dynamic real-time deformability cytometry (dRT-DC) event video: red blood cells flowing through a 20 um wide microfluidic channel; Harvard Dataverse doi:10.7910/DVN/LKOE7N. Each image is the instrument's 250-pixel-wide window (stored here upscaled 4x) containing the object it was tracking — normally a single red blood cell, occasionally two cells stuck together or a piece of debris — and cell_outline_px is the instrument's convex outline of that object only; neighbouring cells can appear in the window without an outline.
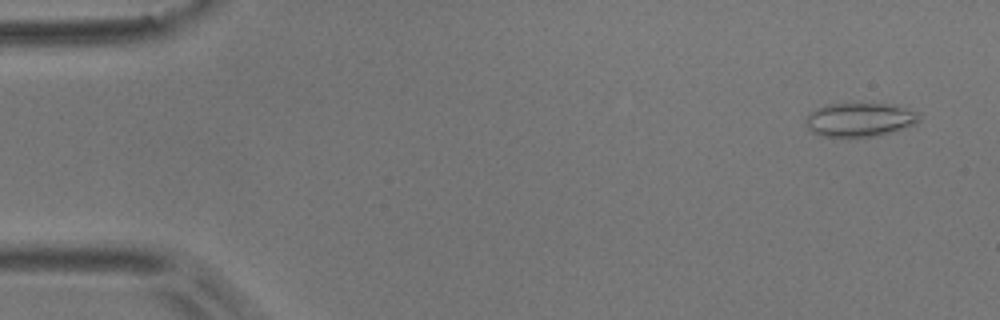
{"species": "common noctule bat (a hibernating species)", "species_latin": "Nyctalus noctula", "temperature_condition": "room temperature", "stored_images_in_passage": 51, "camera_frame_rate_fps": 3000, "um_per_image_px": 0.085, "animal": {"sex": "male", "body_mass_g": 17.9}, "frame": {"image": 1, "passage_image": 3, "time_ms": 0.667, "image_size_px": [1000, 320], "cell_outline_px": [[920, 120], [916, 124], [904, 128], [876, 136], [820, 136], [812, 132], [804, 124], [804, 120], [808, 112], [816, 108], [828, 104], [892, 104], [920, 112]], "centroid_in_image_um": [73.06, 10.16], "position_along_channel_um": 11.9, "area_um2": 22.48}}
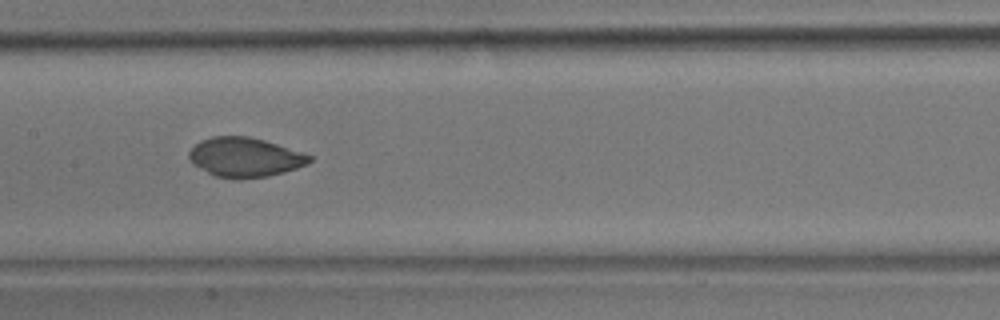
{"frame": {"image": 2, "passage_image": 24, "time_ms": 7.667, "image_size_px": [1000, 320], "cell_outline_px": [[312, 160], [308, 164], [284, 172], [268, 176], [240, 180], [232, 180], [216, 176], [192, 164], [188, 156], [188, 152], [200, 140], [212, 136], [248, 136], [264, 140], [312, 156]], "centroid_in_image_um": [20.79, 13.38], "position_along_channel_um": 186.6, "area_um2": 27.74}}
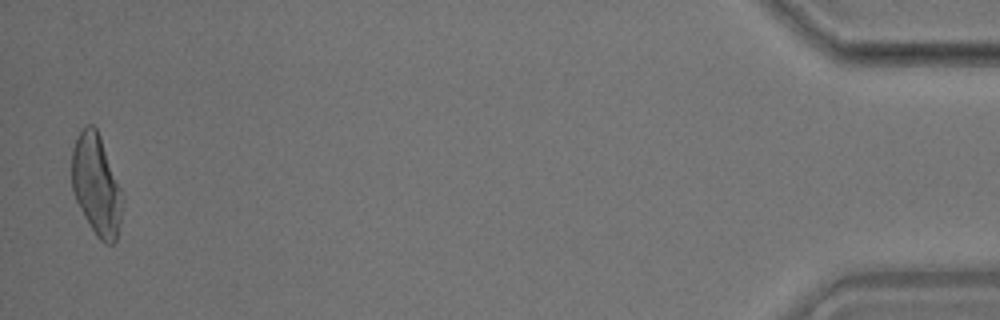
{"frame": {"image": 3, "passage_image": 50, "time_ms": 16.333, "image_size_px": [1000, 320], "cell_outline_px": [[124, 196], [120, 220], [116, 240], [112, 244], [104, 244], [96, 236], [84, 216], [76, 200], [72, 188], [72, 148], [84, 124], [92, 124], [96, 128], [100, 136]], "centroid_in_image_um": [8.19, 15.73], "position_along_channel_um": 427.0, "area_um2": 29.65}, "authors_computed_cell_mechanics": {"area_um2": 27.8018, "velocity_mm_per_s": 3.8078, "shape_relaxation_time_tau1_ms": 6.281, "shape_relaxation_time_tau2_ms": 1.2869, "deformation_change_tau1": 0.0466, "deformation_change_tau2": 0.0403}}